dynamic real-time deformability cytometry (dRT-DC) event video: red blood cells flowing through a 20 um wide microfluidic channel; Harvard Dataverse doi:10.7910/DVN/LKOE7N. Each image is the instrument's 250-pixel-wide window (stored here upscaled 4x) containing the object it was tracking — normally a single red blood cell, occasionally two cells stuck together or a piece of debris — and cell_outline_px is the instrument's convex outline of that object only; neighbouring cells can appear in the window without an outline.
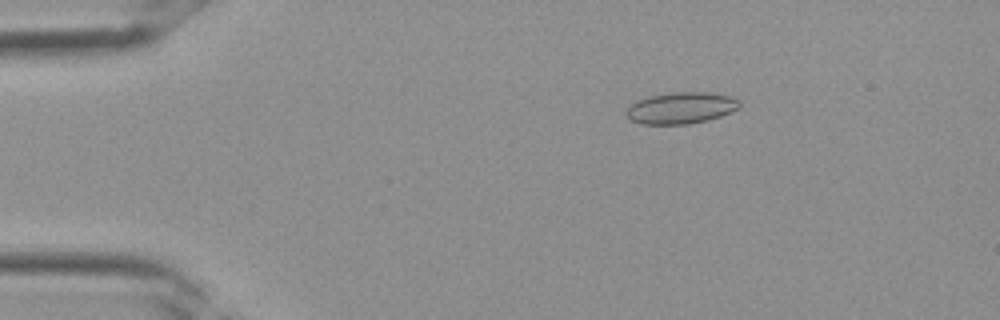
{"species": "Egyptian fruit bat (a non-hibernating species)", "species_latin": "Rousettus aegyptiacus", "temperature_condition": "room temperature", "stored_images_in_passage": 3, "camera_frame_rate_fps": 3000, "um_per_image_px": 0.085, "frame": {"image": 1, "passage_image": 2, "time_ms": 0.333, "image_size_px": [1000, 320], "cell_outline_px": [[740, 108], [720, 116], [708, 120], [688, 124], [640, 124], [632, 120], [624, 112], [636, 100], [648, 96], [676, 92], [708, 92], [732, 96], [740, 100]], "centroid_in_image_um": [57.91, 9.17], "position_along_channel_um": 27.1, "area_um2": 20.87}}